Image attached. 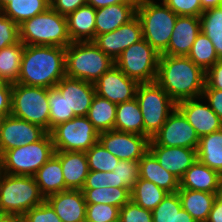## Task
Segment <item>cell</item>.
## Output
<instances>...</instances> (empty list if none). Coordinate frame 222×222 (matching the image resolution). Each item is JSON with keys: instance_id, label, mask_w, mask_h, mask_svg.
Segmentation results:
<instances>
[{"instance_id": "58", "label": "cell", "mask_w": 222, "mask_h": 222, "mask_svg": "<svg viewBox=\"0 0 222 222\" xmlns=\"http://www.w3.org/2000/svg\"><path fill=\"white\" fill-rule=\"evenodd\" d=\"M12 0H0V10H2L7 4H9Z\"/></svg>"}, {"instance_id": "39", "label": "cell", "mask_w": 222, "mask_h": 222, "mask_svg": "<svg viewBox=\"0 0 222 222\" xmlns=\"http://www.w3.org/2000/svg\"><path fill=\"white\" fill-rule=\"evenodd\" d=\"M48 102L50 107L49 132L56 125L76 117L74 113H69L68 104L56 86L48 88Z\"/></svg>"}, {"instance_id": "1", "label": "cell", "mask_w": 222, "mask_h": 222, "mask_svg": "<svg viewBox=\"0 0 222 222\" xmlns=\"http://www.w3.org/2000/svg\"><path fill=\"white\" fill-rule=\"evenodd\" d=\"M206 72L187 56L161 54L156 82L176 102L201 98Z\"/></svg>"}, {"instance_id": "42", "label": "cell", "mask_w": 222, "mask_h": 222, "mask_svg": "<svg viewBox=\"0 0 222 222\" xmlns=\"http://www.w3.org/2000/svg\"><path fill=\"white\" fill-rule=\"evenodd\" d=\"M120 208L109 204H87L86 221L119 222Z\"/></svg>"}, {"instance_id": "37", "label": "cell", "mask_w": 222, "mask_h": 222, "mask_svg": "<svg viewBox=\"0 0 222 222\" xmlns=\"http://www.w3.org/2000/svg\"><path fill=\"white\" fill-rule=\"evenodd\" d=\"M187 57L190 58L197 66L201 67L205 72L219 60L213 43L202 32L196 36Z\"/></svg>"}, {"instance_id": "49", "label": "cell", "mask_w": 222, "mask_h": 222, "mask_svg": "<svg viewBox=\"0 0 222 222\" xmlns=\"http://www.w3.org/2000/svg\"><path fill=\"white\" fill-rule=\"evenodd\" d=\"M201 99H204V102L207 100V104L222 121V91L212 88H204Z\"/></svg>"}, {"instance_id": "29", "label": "cell", "mask_w": 222, "mask_h": 222, "mask_svg": "<svg viewBox=\"0 0 222 222\" xmlns=\"http://www.w3.org/2000/svg\"><path fill=\"white\" fill-rule=\"evenodd\" d=\"M114 130L144 136V121L136 98L117 104Z\"/></svg>"}, {"instance_id": "54", "label": "cell", "mask_w": 222, "mask_h": 222, "mask_svg": "<svg viewBox=\"0 0 222 222\" xmlns=\"http://www.w3.org/2000/svg\"><path fill=\"white\" fill-rule=\"evenodd\" d=\"M173 222H197L186 210L183 208L175 214Z\"/></svg>"}, {"instance_id": "16", "label": "cell", "mask_w": 222, "mask_h": 222, "mask_svg": "<svg viewBox=\"0 0 222 222\" xmlns=\"http://www.w3.org/2000/svg\"><path fill=\"white\" fill-rule=\"evenodd\" d=\"M142 38V26L139 18L135 16L116 30L97 35L93 42L104 54L115 61L126 48Z\"/></svg>"}, {"instance_id": "26", "label": "cell", "mask_w": 222, "mask_h": 222, "mask_svg": "<svg viewBox=\"0 0 222 222\" xmlns=\"http://www.w3.org/2000/svg\"><path fill=\"white\" fill-rule=\"evenodd\" d=\"M221 175L198 159L180 180V188L216 193Z\"/></svg>"}, {"instance_id": "17", "label": "cell", "mask_w": 222, "mask_h": 222, "mask_svg": "<svg viewBox=\"0 0 222 222\" xmlns=\"http://www.w3.org/2000/svg\"><path fill=\"white\" fill-rule=\"evenodd\" d=\"M200 99H186L176 104V108L194 127L199 138L222 129L221 119L207 103H201Z\"/></svg>"}, {"instance_id": "2", "label": "cell", "mask_w": 222, "mask_h": 222, "mask_svg": "<svg viewBox=\"0 0 222 222\" xmlns=\"http://www.w3.org/2000/svg\"><path fill=\"white\" fill-rule=\"evenodd\" d=\"M66 48L25 45L17 83L43 88L54 87L66 76Z\"/></svg>"}, {"instance_id": "14", "label": "cell", "mask_w": 222, "mask_h": 222, "mask_svg": "<svg viewBox=\"0 0 222 222\" xmlns=\"http://www.w3.org/2000/svg\"><path fill=\"white\" fill-rule=\"evenodd\" d=\"M149 138L143 135L110 130L99 133V142L120 160L139 161L148 151Z\"/></svg>"}, {"instance_id": "18", "label": "cell", "mask_w": 222, "mask_h": 222, "mask_svg": "<svg viewBox=\"0 0 222 222\" xmlns=\"http://www.w3.org/2000/svg\"><path fill=\"white\" fill-rule=\"evenodd\" d=\"M55 86L65 98L69 113H74L75 116H87L96 95L93 83L64 76Z\"/></svg>"}, {"instance_id": "27", "label": "cell", "mask_w": 222, "mask_h": 222, "mask_svg": "<svg viewBox=\"0 0 222 222\" xmlns=\"http://www.w3.org/2000/svg\"><path fill=\"white\" fill-rule=\"evenodd\" d=\"M34 178L45 198L65 191L61 161L55 154L37 170Z\"/></svg>"}, {"instance_id": "25", "label": "cell", "mask_w": 222, "mask_h": 222, "mask_svg": "<svg viewBox=\"0 0 222 222\" xmlns=\"http://www.w3.org/2000/svg\"><path fill=\"white\" fill-rule=\"evenodd\" d=\"M96 9L85 4L67 16L68 35L71 42H86L95 39Z\"/></svg>"}, {"instance_id": "55", "label": "cell", "mask_w": 222, "mask_h": 222, "mask_svg": "<svg viewBox=\"0 0 222 222\" xmlns=\"http://www.w3.org/2000/svg\"><path fill=\"white\" fill-rule=\"evenodd\" d=\"M203 11L222 6V0H200Z\"/></svg>"}, {"instance_id": "12", "label": "cell", "mask_w": 222, "mask_h": 222, "mask_svg": "<svg viewBox=\"0 0 222 222\" xmlns=\"http://www.w3.org/2000/svg\"><path fill=\"white\" fill-rule=\"evenodd\" d=\"M199 139L194 127L187 121L185 116L175 108L161 129L149 140V145L186 147L197 150Z\"/></svg>"}, {"instance_id": "52", "label": "cell", "mask_w": 222, "mask_h": 222, "mask_svg": "<svg viewBox=\"0 0 222 222\" xmlns=\"http://www.w3.org/2000/svg\"><path fill=\"white\" fill-rule=\"evenodd\" d=\"M87 4L98 9L114 4H138V0H87Z\"/></svg>"}, {"instance_id": "35", "label": "cell", "mask_w": 222, "mask_h": 222, "mask_svg": "<svg viewBox=\"0 0 222 222\" xmlns=\"http://www.w3.org/2000/svg\"><path fill=\"white\" fill-rule=\"evenodd\" d=\"M130 193L132 201L150 211H153L168 194L155 183L142 178H139Z\"/></svg>"}, {"instance_id": "3", "label": "cell", "mask_w": 222, "mask_h": 222, "mask_svg": "<svg viewBox=\"0 0 222 222\" xmlns=\"http://www.w3.org/2000/svg\"><path fill=\"white\" fill-rule=\"evenodd\" d=\"M45 201L34 176L0 172V207L11 217L21 218Z\"/></svg>"}, {"instance_id": "44", "label": "cell", "mask_w": 222, "mask_h": 222, "mask_svg": "<svg viewBox=\"0 0 222 222\" xmlns=\"http://www.w3.org/2000/svg\"><path fill=\"white\" fill-rule=\"evenodd\" d=\"M19 41V26L0 10V50Z\"/></svg>"}, {"instance_id": "32", "label": "cell", "mask_w": 222, "mask_h": 222, "mask_svg": "<svg viewBox=\"0 0 222 222\" xmlns=\"http://www.w3.org/2000/svg\"><path fill=\"white\" fill-rule=\"evenodd\" d=\"M24 44L19 41L0 50V82L17 83L24 53Z\"/></svg>"}, {"instance_id": "41", "label": "cell", "mask_w": 222, "mask_h": 222, "mask_svg": "<svg viewBox=\"0 0 222 222\" xmlns=\"http://www.w3.org/2000/svg\"><path fill=\"white\" fill-rule=\"evenodd\" d=\"M181 209L178 192L168 193L152 211L153 222H173L175 214Z\"/></svg>"}, {"instance_id": "56", "label": "cell", "mask_w": 222, "mask_h": 222, "mask_svg": "<svg viewBox=\"0 0 222 222\" xmlns=\"http://www.w3.org/2000/svg\"><path fill=\"white\" fill-rule=\"evenodd\" d=\"M216 198L219 201H222V176L220 178V181H219V184H218V188H217V191H216Z\"/></svg>"}, {"instance_id": "31", "label": "cell", "mask_w": 222, "mask_h": 222, "mask_svg": "<svg viewBox=\"0 0 222 222\" xmlns=\"http://www.w3.org/2000/svg\"><path fill=\"white\" fill-rule=\"evenodd\" d=\"M116 107L117 104L96 94L86 117L99 133L114 130Z\"/></svg>"}, {"instance_id": "15", "label": "cell", "mask_w": 222, "mask_h": 222, "mask_svg": "<svg viewBox=\"0 0 222 222\" xmlns=\"http://www.w3.org/2000/svg\"><path fill=\"white\" fill-rule=\"evenodd\" d=\"M139 84L113 65L99 77L94 86L98 96L119 104L134 99Z\"/></svg>"}, {"instance_id": "9", "label": "cell", "mask_w": 222, "mask_h": 222, "mask_svg": "<svg viewBox=\"0 0 222 222\" xmlns=\"http://www.w3.org/2000/svg\"><path fill=\"white\" fill-rule=\"evenodd\" d=\"M11 115L41 126L49 133L48 89L12 84Z\"/></svg>"}, {"instance_id": "8", "label": "cell", "mask_w": 222, "mask_h": 222, "mask_svg": "<svg viewBox=\"0 0 222 222\" xmlns=\"http://www.w3.org/2000/svg\"><path fill=\"white\" fill-rule=\"evenodd\" d=\"M144 121V136L152 138L175 110L176 102L157 83H140L136 92Z\"/></svg>"}, {"instance_id": "53", "label": "cell", "mask_w": 222, "mask_h": 222, "mask_svg": "<svg viewBox=\"0 0 222 222\" xmlns=\"http://www.w3.org/2000/svg\"><path fill=\"white\" fill-rule=\"evenodd\" d=\"M206 222H222V201L214 200L212 209Z\"/></svg>"}, {"instance_id": "46", "label": "cell", "mask_w": 222, "mask_h": 222, "mask_svg": "<svg viewBox=\"0 0 222 222\" xmlns=\"http://www.w3.org/2000/svg\"><path fill=\"white\" fill-rule=\"evenodd\" d=\"M178 16L200 17L203 12L200 0H162Z\"/></svg>"}, {"instance_id": "45", "label": "cell", "mask_w": 222, "mask_h": 222, "mask_svg": "<svg viewBox=\"0 0 222 222\" xmlns=\"http://www.w3.org/2000/svg\"><path fill=\"white\" fill-rule=\"evenodd\" d=\"M21 219L23 222H62L46 201L28 210Z\"/></svg>"}, {"instance_id": "5", "label": "cell", "mask_w": 222, "mask_h": 222, "mask_svg": "<svg viewBox=\"0 0 222 222\" xmlns=\"http://www.w3.org/2000/svg\"><path fill=\"white\" fill-rule=\"evenodd\" d=\"M136 16L142 26L143 38L161 55L170 42L178 15L166 4L154 0H138Z\"/></svg>"}, {"instance_id": "40", "label": "cell", "mask_w": 222, "mask_h": 222, "mask_svg": "<svg viewBox=\"0 0 222 222\" xmlns=\"http://www.w3.org/2000/svg\"><path fill=\"white\" fill-rule=\"evenodd\" d=\"M115 187H128L130 190L139 180V161L120 160L113 171Z\"/></svg>"}, {"instance_id": "28", "label": "cell", "mask_w": 222, "mask_h": 222, "mask_svg": "<svg viewBox=\"0 0 222 222\" xmlns=\"http://www.w3.org/2000/svg\"><path fill=\"white\" fill-rule=\"evenodd\" d=\"M181 206L197 222H206L212 209L216 193L179 188Z\"/></svg>"}, {"instance_id": "50", "label": "cell", "mask_w": 222, "mask_h": 222, "mask_svg": "<svg viewBox=\"0 0 222 222\" xmlns=\"http://www.w3.org/2000/svg\"><path fill=\"white\" fill-rule=\"evenodd\" d=\"M85 4L87 0H50V7L66 17Z\"/></svg>"}, {"instance_id": "30", "label": "cell", "mask_w": 222, "mask_h": 222, "mask_svg": "<svg viewBox=\"0 0 222 222\" xmlns=\"http://www.w3.org/2000/svg\"><path fill=\"white\" fill-rule=\"evenodd\" d=\"M197 159L222 176V129L199 139Z\"/></svg>"}, {"instance_id": "13", "label": "cell", "mask_w": 222, "mask_h": 222, "mask_svg": "<svg viewBox=\"0 0 222 222\" xmlns=\"http://www.w3.org/2000/svg\"><path fill=\"white\" fill-rule=\"evenodd\" d=\"M48 132L13 115L0 120V156L7 150L41 140Z\"/></svg>"}, {"instance_id": "43", "label": "cell", "mask_w": 222, "mask_h": 222, "mask_svg": "<svg viewBox=\"0 0 222 222\" xmlns=\"http://www.w3.org/2000/svg\"><path fill=\"white\" fill-rule=\"evenodd\" d=\"M119 222H153L152 211L130 200L120 208Z\"/></svg>"}, {"instance_id": "51", "label": "cell", "mask_w": 222, "mask_h": 222, "mask_svg": "<svg viewBox=\"0 0 222 222\" xmlns=\"http://www.w3.org/2000/svg\"><path fill=\"white\" fill-rule=\"evenodd\" d=\"M12 84L0 82V120L11 114Z\"/></svg>"}, {"instance_id": "34", "label": "cell", "mask_w": 222, "mask_h": 222, "mask_svg": "<svg viewBox=\"0 0 222 222\" xmlns=\"http://www.w3.org/2000/svg\"><path fill=\"white\" fill-rule=\"evenodd\" d=\"M49 7L50 0H12L1 11L19 26Z\"/></svg>"}, {"instance_id": "10", "label": "cell", "mask_w": 222, "mask_h": 222, "mask_svg": "<svg viewBox=\"0 0 222 222\" xmlns=\"http://www.w3.org/2000/svg\"><path fill=\"white\" fill-rule=\"evenodd\" d=\"M160 54L144 39L126 48L114 61L129 78L139 83L156 82Z\"/></svg>"}, {"instance_id": "7", "label": "cell", "mask_w": 222, "mask_h": 222, "mask_svg": "<svg viewBox=\"0 0 222 222\" xmlns=\"http://www.w3.org/2000/svg\"><path fill=\"white\" fill-rule=\"evenodd\" d=\"M55 153L50 133L41 140L5 151L0 156V172L34 176Z\"/></svg>"}, {"instance_id": "23", "label": "cell", "mask_w": 222, "mask_h": 222, "mask_svg": "<svg viewBox=\"0 0 222 222\" xmlns=\"http://www.w3.org/2000/svg\"><path fill=\"white\" fill-rule=\"evenodd\" d=\"M137 4H114L96 9L95 37L112 32L136 16Z\"/></svg>"}, {"instance_id": "24", "label": "cell", "mask_w": 222, "mask_h": 222, "mask_svg": "<svg viewBox=\"0 0 222 222\" xmlns=\"http://www.w3.org/2000/svg\"><path fill=\"white\" fill-rule=\"evenodd\" d=\"M139 177L155 183L168 193H175L180 188V180L166 171L149 150L139 160Z\"/></svg>"}, {"instance_id": "47", "label": "cell", "mask_w": 222, "mask_h": 222, "mask_svg": "<svg viewBox=\"0 0 222 222\" xmlns=\"http://www.w3.org/2000/svg\"><path fill=\"white\" fill-rule=\"evenodd\" d=\"M109 186L115 187L112 171L103 172L89 170L82 189H95Z\"/></svg>"}, {"instance_id": "38", "label": "cell", "mask_w": 222, "mask_h": 222, "mask_svg": "<svg viewBox=\"0 0 222 222\" xmlns=\"http://www.w3.org/2000/svg\"><path fill=\"white\" fill-rule=\"evenodd\" d=\"M88 167L91 171H114L120 159L110 153L99 141L86 152Z\"/></svg>"}, {"instance_id": "6", "label": "cell", "mask_w": 222, "mask_h": 222, "mask_svg": "<svg viewBox=\"0 0 222 222\" xmlns=\"http://www.w3.org/2000/svg\"><path fill=\"white\" fill-rule=\"evenodd\" d=\"M115 62L93 41L71 42L66 47V76L95 83Z\"/></svg>"}, {"instance_id": "19", "label": "cell", "mask_w": 222, "mask_h": 222, "mask_svg": "<svg viewBox=\"0 0 222 222\" xmlns=\"http://www.w3.org/2000/svg\"><path fill=\"white\" fill-rule=\"evenodd\" d=\"M148 150L155 156L159 164L179 180L197 160V150L186 147H165L148 145Z\"/></svg>"}, {"instance_id": "36", "label": "cell", "mask_w": 222, "mask_h": 222, "mask_svg": "<svg viewBox=\"0 0 222 222\" xmlns=\"http://www.w3.org/2000/svg\"><path fill=\"white\" fill-rule=\"evenodd\" d=\"M199 18L201 32L211 40L218 58L222 59V6L203 11Z\"/></svg>"}, {"instance_id": "48", "label": "cell", "mask_w": 222, "mask_h": 222, "mask_svg": "<svg viewBox=\"0 0 222 222\" xmlns=\"http://www.w3.org/2000/svg\"><path fill=\"white\" fill-rule=\"evenodd\" d=\"M222 91V59L206 71L205 87Z\"/></svg>"}, {"instance_id": "57", "label": "cell", "mask_w": 222, "mask_h": 222, "mask_svg": "<svg viewBox=\"0 0 222 222\" xmlns=\"http://www.w3.org/2000/svg\"><path fill=\"white\" fill-rule=\"evenodd\" d=\"M11 217L0 207V222H6Z\"/></svg>"}, {"instance_id": "59", "label": "cell", "mask_w": 222, "mask_h": 222, "mask_svg": "<svg viewBox=\"0 0 222 222\" xmlns=\"http://www.w3.org/2000/svg\"><path fill=\"white\" fill-rule=\"evenodd\" d=\"M6 222H23V220L21 218H10Z\"/></svg>"}, {"instance_id": "21", "label": "cell", "mask_w": 222, "mask_h": 222, "mask_svg": "<svg viewBox=\"0 0 222 222\" xmlns=\"http://www.w3.org/2000/svg\"><path fill=\"white\" fill-rule=\"evenodd\" d=\"M201 32L200 18L196 16H178L171 34L167 50L163 53L171 56H187L196 36Z\"/></svg>"}, {"instance_id": "33", "label": "cell", "mask_w": 222, "mask_h": 222, "mask_svg": "<svg viewBox=\"0 0 222 222\" xmlns=\"http://www.w3.org/2000/svg\"><path fill=\"white\" fill-rule=\"evenodd\" d=\"M86 204H109L121 208L131 200L128 187L82 189Z\"/></svg>"}, {"instance_id": "20", "label": "cell", "mask_w": 222, "mask_h": 222, "mask_svg": "<svg viewBox=\"0 0 222 222\" xmlns=\"http://www.w3.org/2000/svg\"><path fill=\"white\" fill-rule=\"evenodd\" d=\"M45 201L52 207L62 222H84L86 219L85 198L81 190H65L49 195Z\"/></svg>"}, {"instance_id": "4", "label": "cell", "mask_w": 222, "mask_h": 222, "mask_svg": "<svg viewBox=\"0 0 222 222\" xmlns=\"http://www.w3.org/2000/svg\"><path fill=\"white\" fill-rule=\"evenodd\" d=\"M19 39L24 45L60 46L66 48L68 35L67 17L49 7L19 25Z\"/></svg>"}, {"instance_id": "22", "label": "cell", "mask_w": 222, "mask_h": 222, "mask_svg": "<svg viewBox=\"0 0 222 222\" xmlns=\"http://www.w3.org/2000/svg\"><path fill=\"white\" fill-rule=\"evenodd\" d=\"M54 154L61 161L65 190H82L89 173L85 152L55 151Z\"/></svg>"}, {"instance_id": "11", "label": "cell", "mask_w": 222, "mask_h": 222, "mask_svg": "<svg viewBox=\"0 0 222 222\" xmlns=\"http://www.w3.org/2000/svg\"><path fill=\"white\" fill-rule=\"evenodd\" d=\"M55 151L86 152L99 140V132L86 116H76L49 132Z\"/></svg>"}]
</instances>
